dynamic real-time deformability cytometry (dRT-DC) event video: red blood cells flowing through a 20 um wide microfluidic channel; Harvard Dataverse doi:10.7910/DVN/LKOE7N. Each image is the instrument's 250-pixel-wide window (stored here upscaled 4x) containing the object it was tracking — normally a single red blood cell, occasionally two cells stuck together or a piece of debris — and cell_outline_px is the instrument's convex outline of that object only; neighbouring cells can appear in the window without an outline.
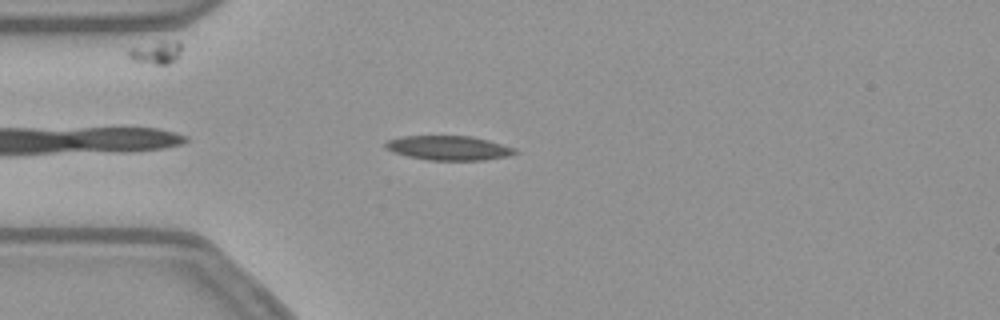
{"species": "common noctule bat (a hibernating species)", "species_latin": "Nyctalus noctula", "temperature_condition": "warm", "stored_images_in_passage": 44, "camera_frame_rate_fps": 3000, "um_per_image_px": 0.085, "animal": {"sex": "female", "body_mass_g": 21.9}, "frame": {"image": 1, "passage_image": 4, "time_ms": 1.0, "image_size_px": [1000, 320], "cell_outline_px": [[516, 152], [508, 156], [484, 160], [428, 160], [408, 156], [392, 152], [384, 148], [384, 144], [388, 140], [404, 136], [472, 136], [488, 140], [516, 148]], "centroid_in_image_um": [38.12, 12.57], "position_along_channel_um": 46.9, "area_um2": 18.38}}
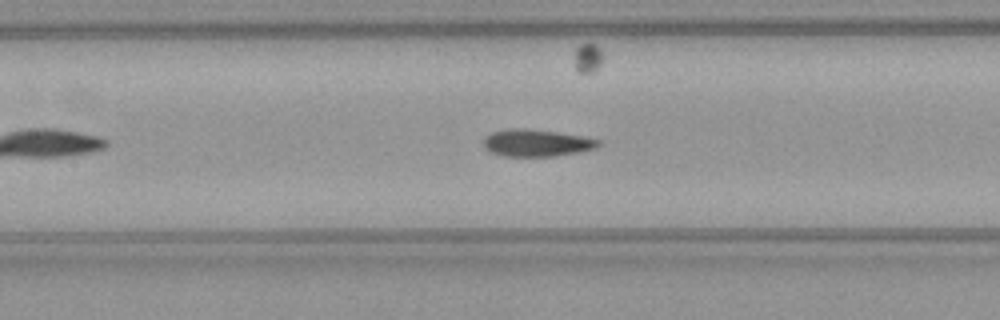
{"frame": {"image": 2, "passage_image": 14, "time_ms": 4.333, "image_size_px": [1000, 320], "cell_outline_px": [[600, 144], [596, 148], [580, 152], [556, 156], [504, 156], [492, 152], [484, 148], [484, 136], [492, 132], [508, 128], [528, 128], [556, 132], [580, 136], [600, 140]], "centroid_in_image_um": [45.58, 12.14], "position_along_channel_um": 161.8, "area_um2": 18.15}}
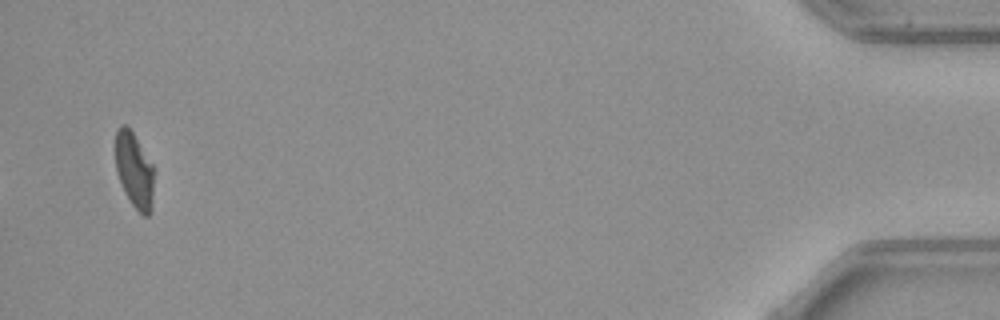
{"frame": {"image": 3, "passage_image": 42, "time_ms": 13.667, "image_size_px": [1000, 320], "cell_outline_px": [[156, 168], [152, 212], [148, 216], [144, 216], [132, 204], [116, 172], [116, 128], [120, 124], [128, 124]], "centroid_in_image_um": [11.48, 14.43], "position_along_channel_um": 423.7, "area_um2": 17.51}, "authors_computed_cell_mechanics": {"area_um2": 18.2937, "velocity_mm_per_s": 3.8083, "shape_relaxation_time_tau1_ms": 8.853, "shape_relaxation_time_tau2_ms": 2.6863, "deformation_change_tau1": 0.2336, "deformation_change_tau2": 0.0747}}